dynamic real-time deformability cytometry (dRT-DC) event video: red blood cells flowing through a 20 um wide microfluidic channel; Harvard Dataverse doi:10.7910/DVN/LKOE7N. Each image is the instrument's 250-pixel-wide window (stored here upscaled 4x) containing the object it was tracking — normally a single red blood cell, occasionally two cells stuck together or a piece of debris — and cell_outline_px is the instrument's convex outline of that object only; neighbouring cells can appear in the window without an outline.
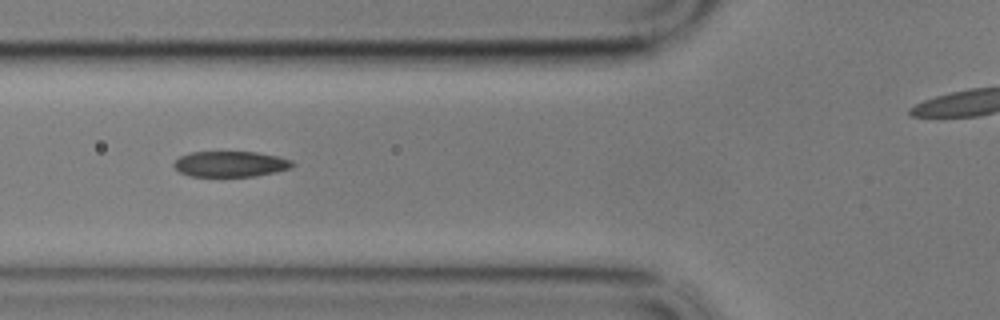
{"species": "common noctule bat (a hibernating species)", "species_latin": "Nyctalus noctula", "temperature_condition": "cold", "stored_images_in_passage": 46, "camera_frame_rate_fps": 3000, "um_per_image_px": 0.085, "animal": {"sex": "male", "body_mass_g": 17.9}, "frame": {"image": 1, "passage_image": 15, "time_ms": 4.667, "image_size_px": [1000, 320], "cell_outline_px": [[296, 164], [292, 168], [276, 172], [256, 176], [192, 176], [180, 172], [172, 164], [180, 156], [192, 152], [256, 152], [280, 156], [292, 160]], "centroid_in_image_um": [19.65, 13.94], "position_along_channel_um": 106.1, "area_um2": 17.8}}
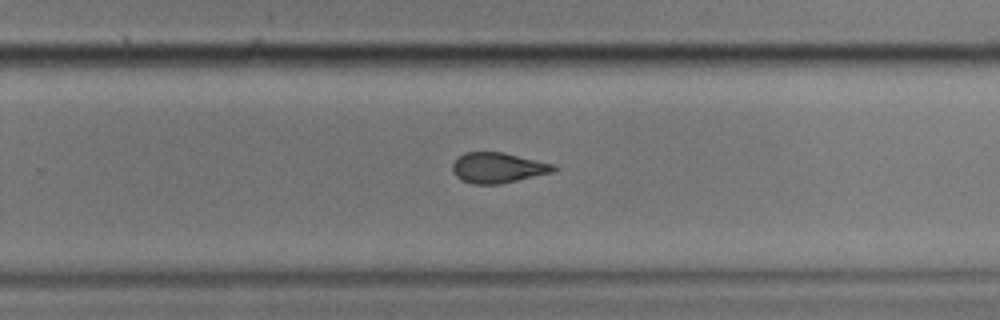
{"frame": {"image": 2, "passage_image": 31, "time_ms": 10.0, "image_size_px": [1000, 320], "cell_outline_px": [[556, 168], [552, 172], [500, 184], [472, 184], [460, 180], [452, 172], [452, 164], [464, 152], [504, 152], [556, 164]], "centroid_in_image_um": [42.31, 14.25], "position_along_channel_um": 287.5, "area_um2": 17.98}}
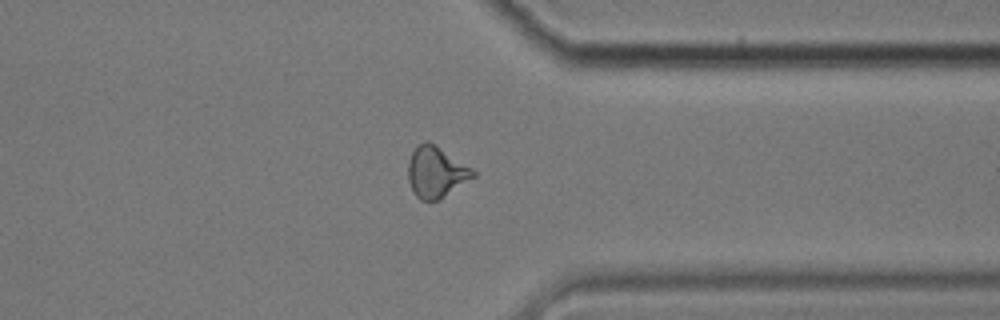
{"frame": {"image": 3, "passage_image": 39, "time_ms": 12.667, "image_size_px": [1000, 320], "cell_outline_px": [[476, 176], [440, 200], [420, 200], [416, 196], [408, 180], [408, 160], [416, 144], [428, 140], [436, 144], [472, 168], [476, 172]], "centroid_in_image_um": [37.07, 14.61], "position_along_channel_um": 374.3, "area_um2": 19.59}, "authors_computed_cell_mechanics": {"area_um2": 18.1492, "velocity_mm_per_s": 3.3924, "shape_relaxation_time_tau1_ms": 6.3669, "shape_relaxation_time_tau2_ms": 1.7401, "deformation_change_tau1": 0.1734, "deformation_change_tau2": 0.0845}}